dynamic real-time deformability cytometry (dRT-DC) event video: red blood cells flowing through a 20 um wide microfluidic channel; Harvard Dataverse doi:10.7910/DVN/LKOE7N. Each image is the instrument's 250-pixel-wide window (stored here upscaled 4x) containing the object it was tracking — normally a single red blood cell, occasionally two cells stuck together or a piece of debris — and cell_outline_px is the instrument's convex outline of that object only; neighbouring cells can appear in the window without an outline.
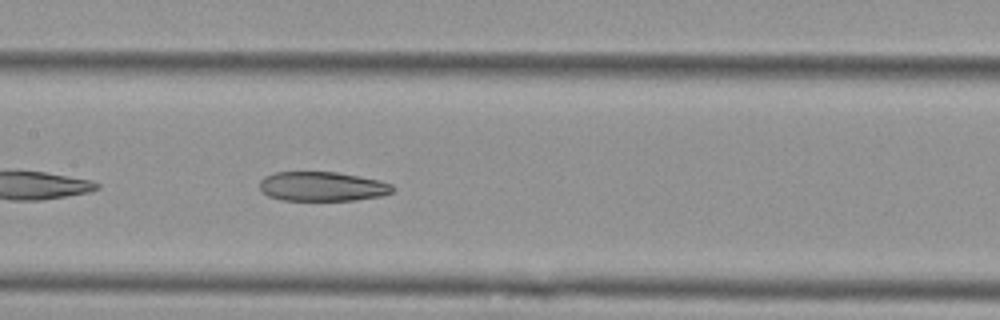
{"species": "Egyptian fruit bat (a non-hibernating species)", "species_latin": "Rousettus aegyptiacus", "temperature_condition": "cold", "stored_images_in_passage": 36, "camera_frame_rate_fps": 3000, "um_per_image_px": 0.085, "animal": {"sex": "female"}, "frame": {"image": 1, "passage_image": 11, "time_ms": 3.333, "image_size_px": [1000, 320], "cell_outline_px": [[396, 188], [392, 192], [380, 196], [356, 200], [280, 200], [268, 196], [260, 188], [260, 180], [264, 176], [276, 172], [336, 172], [380, 180], [392, 184]], "centroid_in_image_um": [27.4, 15.85], "position_along_channel_um": 180.0, "area_um2": 22.83}, "authors_computed_cell_mechanics": {"area_um2": 24.4494, "velocity_mm_per_s": 3.6091, "shape_relaxation_time_tau1_ms": null, "shape_relaxation_time_tau2_ms": 5.3417, "deformation_change_tau1": null, "deformation_change_tau2": 0.1393}}